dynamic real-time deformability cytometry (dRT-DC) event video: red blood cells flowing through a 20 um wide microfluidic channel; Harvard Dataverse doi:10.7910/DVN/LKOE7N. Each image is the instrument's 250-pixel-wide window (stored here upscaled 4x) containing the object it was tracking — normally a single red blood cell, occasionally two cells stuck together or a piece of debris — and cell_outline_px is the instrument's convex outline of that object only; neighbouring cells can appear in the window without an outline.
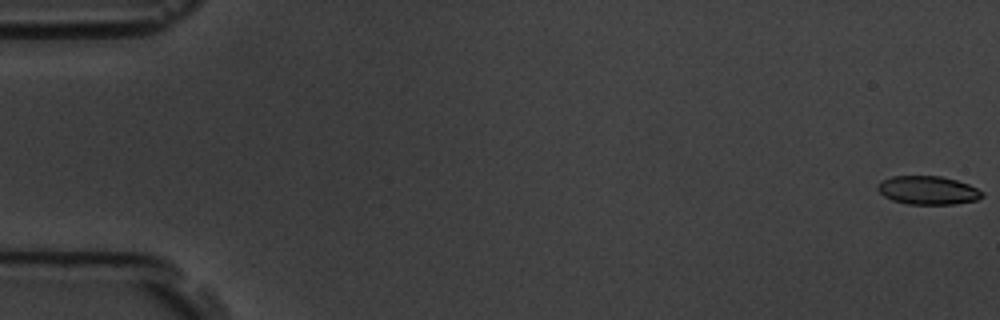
{"species": "common noctule bat (a hibernating species)", "species_latin": "Nyctalus noctula", "temperature_condition": "room temperature", "stored_images_in_passage": 6, "camera_frame_rate_fps": 3000, "um_per_image_px": 0.085, "animal": {"sex": "male", "body_mass_g": 19.5, "forearm_length_mm": 54.6}, "frame": {"image": 1, "passage_image": 1, "time_ms": 0.0, "image_size_px": [1000, 320], "cell_outline_px": [[984, 196], [976, 200], [956, 204], [908, 204], [892, 200], [884, 196], [876, 188], [876, 184], [892, 176], [940, 176], [956, 180], [968, 184], [984, 192]], "centroid_in_image_um": [78.87, 16.17], "position_along_channel_um": 6.1, "area_um2": 17.34}}
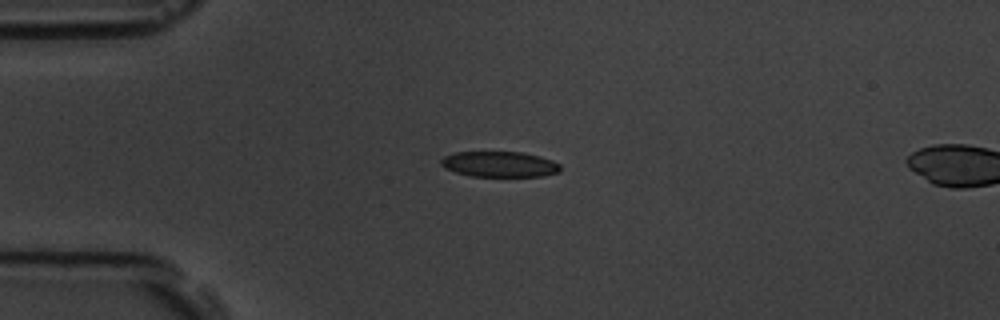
{"frame": {"image": 2, "passage_image": 5, "time_ms": 4.667, "image_size_px": [1000, 320], "cell_outline_px": [[560, 172], [544, 176], [468, 176], [444, 168], [440, 164], [440, 160], [444, 156], [456, 152], [520, 152], [540, 156], [552, 160], [560, 164]], "centroid_in_image_um": [42.45, 13.96], "position_along_channel_um": 42.5, "area_um2": 17.86}}